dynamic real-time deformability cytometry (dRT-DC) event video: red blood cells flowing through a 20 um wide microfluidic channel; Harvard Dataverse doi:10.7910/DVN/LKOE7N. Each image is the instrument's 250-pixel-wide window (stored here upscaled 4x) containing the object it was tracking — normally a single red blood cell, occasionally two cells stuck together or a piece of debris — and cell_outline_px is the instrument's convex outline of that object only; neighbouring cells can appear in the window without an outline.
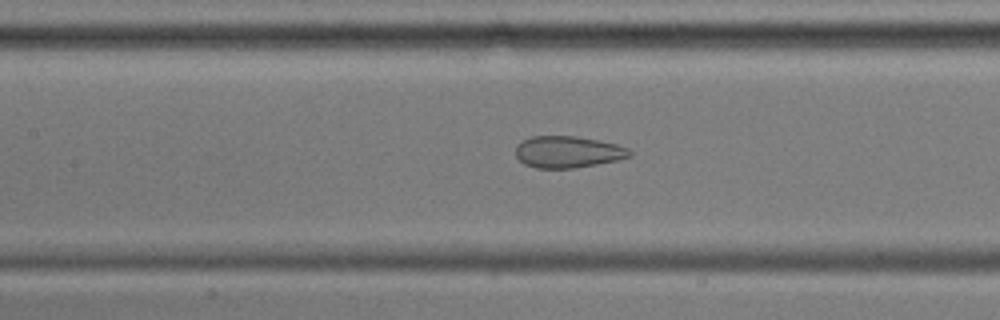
{"species": "common noctule bat (a hibernating species)", "species_latin": "Nyctalus noctula", "temperature_condition": "cold", "stored_images_in_passage": 39, "camera_frame_rate_fps": 3000, "um_per_image_px": 0.085, "animal": {"sex": "male", "body_mass_g": 17.9, "forearm_length_mm": 54.2}, "frame": {"image": 1, "passage_image": 8, "time_ms": 2.333, "image_size_px": [1000, 320], "cell_outline_px": [[632, 156], [616, 160], [576, 168], [536, 168], [524, 164], [516, 156], [516, 144], [532, 136], [576, 136], [600, 140], [616, 144], [628, 148], [632, 152]], "centroid_in_image_um": [48.27, 12.91], "position_along_channel_um": 159.1, "area_um2": 21.1}}
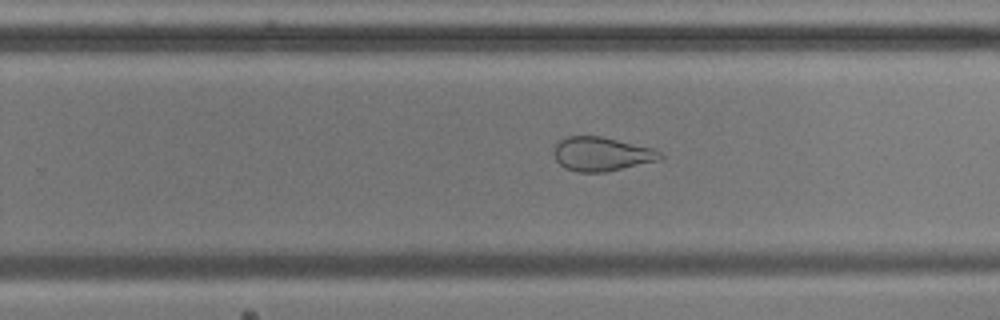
{"frame": {"image": 2, "passage_image": 18, "time_ms": 5.667, "image_size_px": [1000, 320], "cell_outline_px": [[664, 156], [660, 160], [604, 172], [576, 172], [564, 168], [556, 160], [552, 152], [556, 144], [564, 136], [604, 136], [652, 148], [660, 152]], "centroid_in_image_um": [51.1, 13.08], "position_along_channel_um": 278.7, "area_um2": 21.21}}
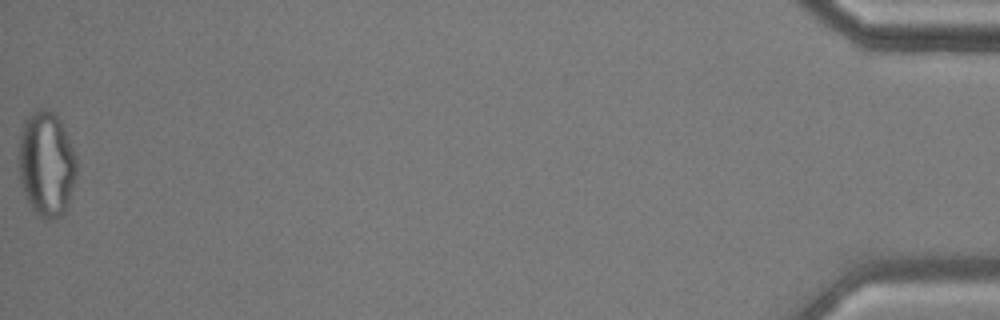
{"frame": {"image": 3, "passage_image": 39, "time_ms": 12.667, "image_size_px": [1000, 320], "cell_outline_px": [[76, 172], [68, 204], [64, 212], [60, 216], [48, 220], [40, 216], [32, 208], [24, 192], [20, 180], [20, 132], [24, 120], [32, 112], [40, 108], [44, 108], [52, 112], [60, 120], [72, 144], [76, 156]], "centroid_in_image_um": [3.96, 13.91], "position_along_channel_um": 431.2, "area_um2": 35.08}}